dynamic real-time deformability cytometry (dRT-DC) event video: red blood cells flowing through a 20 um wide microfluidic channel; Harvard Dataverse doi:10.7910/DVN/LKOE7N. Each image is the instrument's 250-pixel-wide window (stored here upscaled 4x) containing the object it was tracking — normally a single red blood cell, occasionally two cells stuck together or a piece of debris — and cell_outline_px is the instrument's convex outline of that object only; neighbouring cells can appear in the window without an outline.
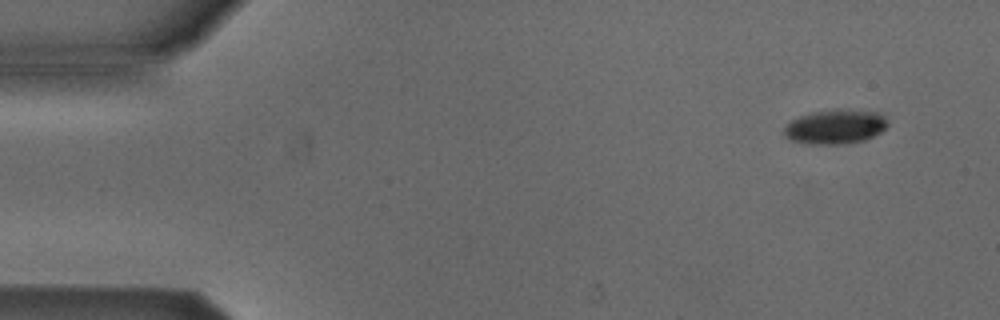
{"species": "Egyptian fruit bat (a non-hibernating species)", "species_latin": "Rousettus aegyptiacus", "temperature_condition": "cold", "stored_images_in_passage": 50, "camera_frame_rate_fps": 3000, "um_per_image_px": 0.085, "animal": {"sex": "male"}, "frame": {"image": 1, "passage_image": 1, "time_ms": 0.0, "image_size_px": [1000, 320], "cell_outline_px": [[888, 124], [880, 132], [864, 140], [844, 144], [808, 144], [792, 140], [784, 136], [784, 128], [792, 120], [800, 116], [812, 112], [836, 108], [848, 108], [880, 112], [884, 116]], "centroid_in_image_um": [71.02, 10.75], "position_along_channel_um": 14.0, "area_um2": 20.98}}
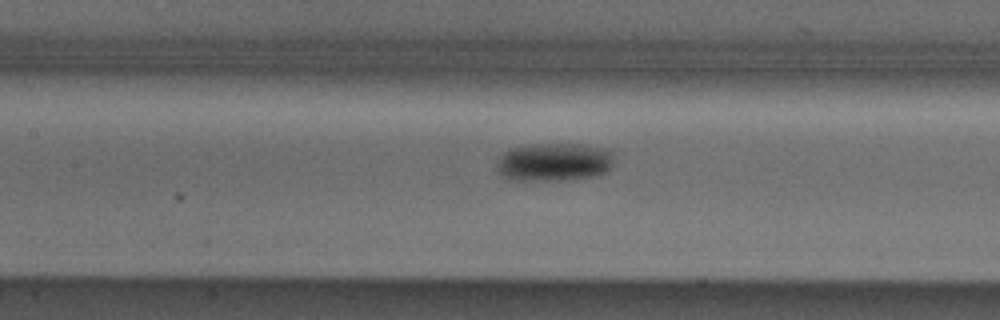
{"frame": {"image": 2, "passage_image": 21, "time_ms": 6.667, "image_size_px": [1000, 320], "cell_outline_px": [[616, 156], [612, 164], [604, 172], [592, 176], [552, 180], [516, 180], [504, 176], [496, 168], [496, 160], [508, 148], [524, 144], [588, 144], [608, 148]], "centroid_in_image_um": [47.09, 13.73], "position_along_channel_um": 160.3, "area_um2": 26.36}}
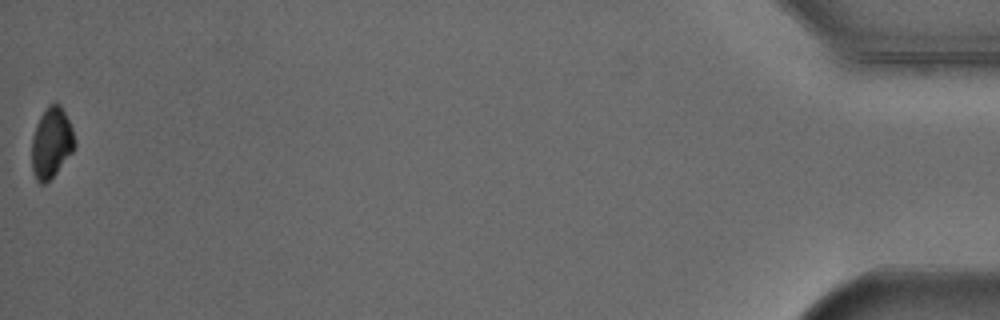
{"frame": {"image": 3, "passage_image": 50, "time_ms": 16.333, "image_size_px": [1000, 320], "cell_outline_px": [[76, 144], [72, 152], [56, 172], [44, 184], [40, 184], [36, 180], [32, 172], [32, 136], [36, 124], [44, 108], [48, 104], [56, 100], [60, 104], [72, 128], [76, 140]], "centroid_in_image_um": [4.36, 12.09], "position_along_channel_um": 430.8, "area_um2": 17.8}, "authors_computed_cell_mechanics": {"area_um2": 22.6865, "velocity_mm_per_s": 3.8648, "shape_relaxation_time_tau1_ms": 3.3259, "shape_relaxation_time_tau2_ms": null, "deformation_change_tau1": 0.0902, "deformation_change_tau2": null}}